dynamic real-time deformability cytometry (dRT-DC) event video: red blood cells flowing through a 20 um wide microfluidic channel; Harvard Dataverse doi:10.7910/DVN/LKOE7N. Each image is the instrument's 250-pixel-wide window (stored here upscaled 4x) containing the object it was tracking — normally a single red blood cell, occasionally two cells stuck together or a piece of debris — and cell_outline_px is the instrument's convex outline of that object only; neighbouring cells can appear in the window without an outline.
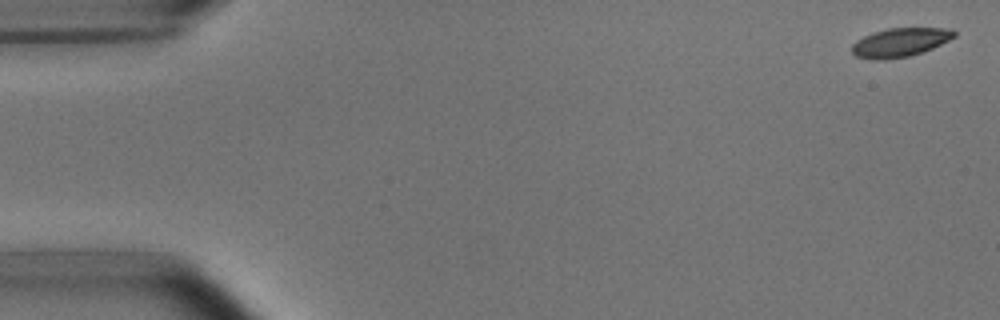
{"species": "common noctule bat (a hibernating species)", "species_latin": "Nyctalus noctula", "temperature_condition": "room temperature", "stored_images_in_passage": 7, "camera_frame_rate_fps": 3000, "um_per_image_px": 0.085, "animal": {"sex": "male", "body_mass_g": 15.6}, "frame": {"image": 1, "passage_image": 2, "time_ms": 0.333, "image_size_px": [1000, 320], "cell_outline_px": [[956, 36], [924, 52], [908, 56], [884, 60], [876, 60], [856, 56], [852, 52], [852, 44], [856, 40], [872, 32], [888, 28], [952, 28], [956, 32]], "centroid_in_image_um": [76.5, 3.6], "position_along_channel_um": 8.5, "area_um2": 17.22}}